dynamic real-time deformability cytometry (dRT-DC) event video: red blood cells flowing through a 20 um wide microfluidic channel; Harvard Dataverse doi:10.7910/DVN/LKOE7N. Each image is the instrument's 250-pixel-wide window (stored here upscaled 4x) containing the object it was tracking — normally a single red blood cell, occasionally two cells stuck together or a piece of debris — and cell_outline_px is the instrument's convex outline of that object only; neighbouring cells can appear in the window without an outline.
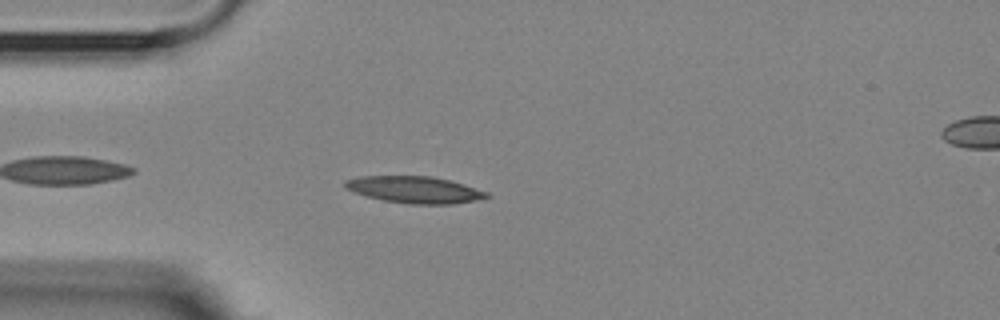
{"species": "Egyptian fruit bat (a non-hibernating species)", "species_latin": "Rousettus aegyptiacus", "temperature_condition": "room temperature", "stored_images_in_passage": 45, "camera_frame_rate_fps": 3000, "um_per_image_px": 0.085, "animal": {"sex": "female"}, "frame": {"image": 1, "passage_image": 4, "time_ms": 1.0, "image_size_px": [1000, 320], "cell_outline_px": [[492, 196], [476, 200], [452, 204], [408, 204], [384, 200], [364, 196], [344, 188], [344, 180], [360, 176], [432, 176], [452, 180], [488, 192]], "centroid_in_image_um": [35.24, 16.12], "position_along_channel_um": 49.8, "area_um2": 22.31}}
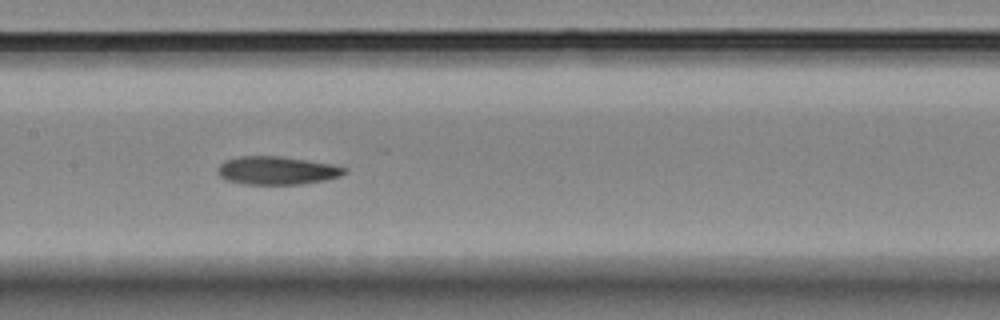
{"frame": {"image": 2, "passage_image": 16, "time_ms": 5.0, "image_size_px": [1000, 320], "cell_outline_px": [[348, 172], [340, 176], [324, 180], [300, 184], [244, 184], [228, 180], [220, 176], [216, 172], [216, 168], [224, 160], [236, 156], [280, 156], [328, 164], [348, 168]], "centroid_in_image_um": [23.49, 14.49], "position_along_channel_um": 183.9, "area_um2": 20.75}}
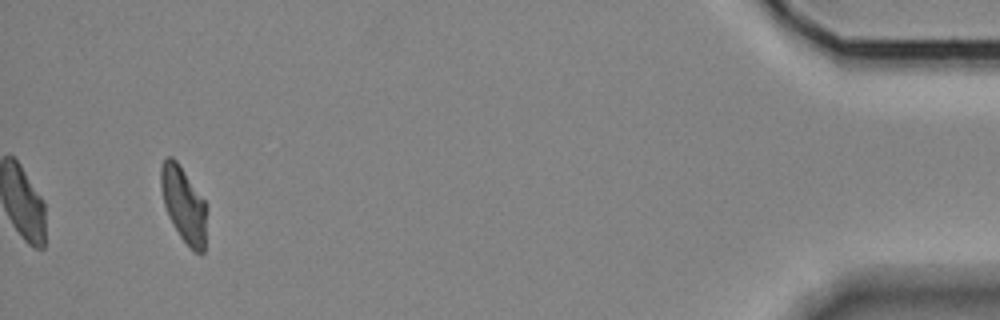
{"frame": {"image": 3, "passage_image": 42, "time_ms": 13.667, "image_size_px": [1000, 320], "cell_outline_px": [[204, 252], [200, 256], [180, 236], [172, 224], [168, 216], [164, 204], [160, 188], [160, 168], [164, 160], [168, 156], [172, 156], [176, 160], [204, 200]], "centroid_in_image_um": [15.55, 17.35], "position_along_channel_um": 419.6, "area_um2": 19.48}, "authors_computed_cell_mechanics": {"area_um2": 21.097, "velocity_mm_per_s": 3.5789, "shape_relaxation_time_tau1_ms": 8.9539, "shape_relaxation_time_tau2_ms": 5.148, "deformation_change_tau1": 0.2272, "deformation_change_tau2": 0.1389}}